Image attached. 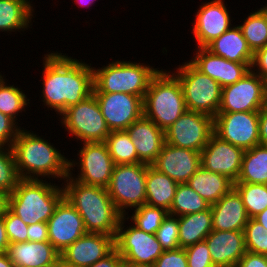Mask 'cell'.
I'll return each mask as SVG.
<instances>
[{
	"instance_id": "8992f818",
	"label": "cell",
	"mask_w": 267,
	"mask_h": 267,
	"mask_svg": "<svg viewBox=\"0 0 267 267\" xmlns=\"http://www.w3.org/2000/svg\"><path fill=\"white\" fill-rule=\"evenodd\" d=\"M98 68L92 67L93 93H128L143 99L159 71L152 65L130 60H115Z\"/></svg>"
},
{
	"instance_id": "d590c367",
	"label": "cell",
	"mask_w": 267,
	"mask_h": 267,
	"mask_svg": "<svg viewBox=\"0 0 267 267\" xmlns=\"http://www.w3.org/2000/svg\"><path fill=\"white\" fill-rule=\"evenodd\" d=\"M234 189L241 196L249 218H253L267 208L266 184L235 182Z\"/></svg>"
},
{
	"instance_id": "6da1fadb",
	"label": "cell",
	"mask_w": 267,
	"mask_h": 267,
	"mask_svg": "<svg viewBox=\"0 0 267 267\" xmlns=\"http://www.w3.org/2000/svg\"><path fill=\"white\" fill-rule=\"evenodd\" d=\"M43 59L41 100L57 116L93 94L91 63L89 65L85 60L83 62L59 51L48 52Z\"/></svg>"
},
{
	"instance_id": "74e56055",
	"label": "cell",
	"mask_w": 267,
	"mask_h": 267,
	"mask_svg": "<svg viewBox=\"0 0 267 267\" xmlns=\"http://www.w3.org/2000/svg\"><path fill=\"white\" fill-rule=\"evenodd\" d=\"M20 180L12 148L0 146V189L11 194Z\"/></svg>"
},
{
	"instance_id": "11a10c76",
	"label": "cell",
	"mask_w": 267,
	"mask_h": 267,
	"mask_svg": "<svg viewBox=\"0 0 267 267\" xmlns=\"http://www.w3.org/2000/svg\"><path fill=\"white\" fill-rule=\"evenodd\" d=\"M74 1L76 2L77 5L80 6L78 8H81V7L89 8L92 4H94L93 1L95 0H74Z\"/></svg>"
},
{
	"instance_id": "f5cc1de1",
	"label": "cell",
	"mask_w": 267,
	"mask_h": 267,
	"mask_svg": "<svg viewBox=\"0 0 267 267\" xmlns=\"http://www.w3.org/2000/svg\"><path fill=\"white\" fill-rule=\"evenodd\" d=\"M263 227L267 229V208L253 217Z\"/></svg>"
},
{
	"instance_id": "2e32d148",
	"label": "cell",
	"mask_w": 267,
	"mask_h": 267,
	"mask_svg": "<svg viewBox=\"0 0 267 267\" xmlns=\"http://www.w3.org/2000/svg\"><path fill=\"white\" fill-rule=\"evenodd\" d=\"M115 249V237L87 232L60 253V267H90Z\"/></svg>"
},
{
	"instance_id": "bcb514c9",
	"label": "cell",
	"mask_w": 267,
	"mask_h": 267,
	"mask_svg": "<svg viewBox=\"0 0 267 267\" xmlns=\"http://www.w3.org/2000/svg\"><path fill=\"white\" fill-rule=\"evenodd\" d=\"M27 235L28 241L30 242L49 241L47 223L39 222L32 225H28Z\"/></svg>"
},
{
	"instance_id": "ffe728a7",
	"label": "cell",
	"mask_w": 267,
	"mask_h": 267,
	"mask_svg": "<svg viewBox=\"0 0 267 267\" xmlns=\"http://www.w3.org/2000/svg\"><path fill=\"white\" fill-rule=\"evenodd\" d=\"M195 48L193 57L188 61L202 74L217 81L222 88L236 83L251 69L252 63L229 61L206 48Z\"/></svg>"
},
{
	"instance_id": "277c9868",
	"label": "cell",
	"mask_w": 267,
	"mask_h": 267,
	"mask_svg": "<svg viewBox=\"0 0 267 267\" xmlns=\"http://www.w3.org/2000/svg\"><path fill=\"white\" fill-rule=\"evenodd\" d=\"M64 198L62 184L46 180L21 179L9 194L8 209L25 224L47 223Z\"/></svg>"
},
{
	"instance_id": "8d00e7d4",
	"label": "cell",
	"mask_w": 267,
	"mask_h": 267,
	"mask_svg": "<svg viewBox=\"0 0 267 267\" xmlns=\"http://www.w3.org/2000/svg\"><path fill=\"white\" fill-rule=\"evenodd\" d=\"M132 216H125L128 221H132L133 225L138 229L155 234L164 218L168 215V211L164 208L153 207L147 204L133 209Z\"/></svg>"
},
{
	"instance_id": "4fadbf2b",
	"label": "cell",
	"mask_w": 267,
	"mask_h": 267,
	"mask_svg": "<svg viewBox=\"0 0 267 267\" xmlns=\"http://www.w3.org/2000/svg\"><path fill=\"white\" fill-rule=\"evenodd\" d=\"M213 133L212 116L187 110L165 131V142L201 152Z\"/></svg>"
},
{
	"instance_id": "836d02e7",
	"label": "cell",
	"mask_w": 267,
	"mask_h": 267,
	"mask_svg": "<svg viewBox=\"0 0 267 267\" xmlns=\"http://www.w3.org/2000/svg\"><path fill=\"white\" fill-rule=\"evenodd\" d=\"M115 165L141 163L136 147L126 130L110 131L105 142Z\"/></svg>"
},
{
	"instance_id": "7dc6e473",
	"label": "cell",
	"mask_w": 267,
	"mask_h": 267,
	"mask_svg": "<svg viewBox=\"0 0 267 267\" xmlns=\"http://www.w3.org/2000/svg\"><path fill=\"white\" fill-rule=\"evenodd\" d=\"M236 267H267V255L247 251Z\"/></svg>"
},
{
	"instance_id": "30bf717a",
	"label": "cell",
	"mask_w": 267,
	"mask_h": 267,
	"mask_svg": "<svg viewBox=\"0 0 267 267\" xmlns=\"http://www.w3.org/2000/svg\"><path fill=\"white\" fill-rule=\"evenodd\" d=\"M78 149L77 161L69 159V176L83 184L107 188L115 165L107 145L104 142H84ZM75 167L79 169L77 176L73 174Z\"/></svg>"
},
{
	"instance_id": "52a82bcc",
	"label": "cell",
	"mask_w": 267,
	"mask_h": 267,
	"mask_svg": "<svg viewBox=\"0 0 267 267\" xmlns=\"http://www.w3.org/2000/svg\"><path fill=\"white\" fill-rule=\"evenodd\" d=\"M174 69L176 71L172 73L181 84L187 110L201 112L214 118L221 103V85L198 71L188 60Z\"/></svg>"
},
{
	"instance_id": "d4e9b609",
	"label": "cell",
	"mask_w": 267,
	"mask_h": 267,
	"mask_svg": "<svg viewBox=\"0 0 267 267\" xmlns=\"http://www.w3.org/2000/svg\"><path fill=\"white\" fill-rule=\"evenodd\" d=\"M210 207L213 230L243 231L249 220L242 198L234 188Z\"/></svg>"
},
{
	"instance_id": "d6a6232c",
	"label": "cell",
	"mask_w": 267,
	"mask_h": 267,
	"mask_svg": "<svg viewBox=\"0 0 267 267\" xmlns=\"http://www.w3.org/2000/svg\"><path fill=\"white\" fill-rule=\"evenodd\" d=\"M4 77L0 78V112L12 118L19 125L17 117L24 111L26 112L25 109L29 106L30 99L24 93L25 90L15 87L14 84L10 85Z\"/></svg>"
},
{
	"instance_id": "f546056e",
	"label": "cell",
	"mask_w": 267,
	"mask_h": 267,
	"mask_svg": "<svg viewBox=\"0 0 267 267\" xmlns=\"http://www.w3.org/2000/svg\"><path fill=\"white\" fill-rule=\"evenodd\" d=\"M212 211L208 209L179 217V246L186 248L196 244L212 232Z\"/></svg>"
},
{
	"instance_id": "4316f807",
	"label": "cell",
	"mask_w": 267,
	"mask_h": 267,
	"mask_svg": "<svg viewBox=\"0 0 267 267\" xmlns=\"http://www.w3.org/2000/svg\"><path fill=\"white\" fill-rule=\"evenodd\" d=\"M187 184L210 205L234 188V182L228 177L210 172L202 166L191 176Z\"/></svg>"
},
{
	"instance_id": "e575fe53",
	"label": "cell",
	"mask_w": 267,
	"mask_h": 267,
	"mask_svg": "<svg viewBox=\"0 0 267 267\" xmlns=\"http://www.w3.org/2000/svg\"><path fill=\"white\" fill-rule=\"evenodd\" d=\"M210 207L187 183L178 184L170 211L168 214L181 217L187 214L201 212Z\"/></svg>"
},
{
	"instance_id": "1f68e13d",
	"label": "cell",
	"mask_w": 267,
	"mask_h": 267,
	"mask_svg": "<svg viewBox=\"0 0 267 267\" xmlns=\"http://www.w3.org/2000/svg\"><path fill=\"white\" fill-rule=\"evenodd\" d=\"M243 20V23L238 26L251 51L254 53L265 47L267 45V13L260 7L256 11L250 12Z\"/></svg>"
},
{
	"instance_id": "cb8c5ba5",
	"label": "cell",
	"mask_w": 267,
	"mask_h": 267,
	"mask_svg": "<svg viewBox=\"0 0 267 267\" xmlns=\"http://www.w3.org/2000/svg\"><path fill=\"white\" fill-rule=\"evenodd\" d=\"M6 253L14 267H60V253L49 241L11 243Z\"/></svg>"
},
{
	"instance_id": "d6986e66",
	"label": "cell",
	"mask_w": 267,
	"mask_h": 267,
	"mask_svg": "<svg viewBox=\"0 0 267 267\" xmlns=\"http://www.w3.org/2000/svg\"><path fill=\"white\" fill-rule=\"evenodd\" d=\"M244 150L222 140L214 133L201 151V166L210 172L228 177L237 182Z\"/></svg>"
},
{
	"instance_id": "c3c4849f",
	"label": "cell",
	"mask_w": 267,
	"mask_h": 267,
	"mask_svg": "<svg viewBox=\"0 0 267 267\" xmlns=\"http://www.w3.org/2000/svg\"><path fill=\"white\" fill-rule=\"evenodd\" d=\"M90 267H125L122 256L114 249L103 259H100Z\"/></svg>"
},
{
	"instance_id": "f907efd6",
	"label": "cell",
	"mask_w": 267,
	"mask_h": 267,
	"mask_svg": "<svg viewBox=\"0 0 267 267\" xmlns=\"http://www.w3.org/2000/svg\"><path fill=\"white\" fill-rule=\"evenodd\" d=\"M9 244L10 243L7 237L5 224L3 221V215H0V254L7 252Z\"/></svg>"
},
{
	"instance_id": "f6af8a7d",
	"label": "cell",
	"mask_w": 267,
	"mask_h": 267,
	"mask_svg": "<svg viewBox=\"0 0 267 267\" xmlns=\"http://www.w3.org/2000/svg\"><path fill=\"white\" fill-rule=\"evenodd\" d=\"M251 70L267 82V45L253 53Z\"/></svg>"
},
{
	"instance_id": "9a60e30c",
	"label": "cell",
	"mask_w": 267,
	"mask_h": 267,
	"mask_svg": "<svg viewBox=\"0 0 267 267\" xmlns=\"http://www.w3.org/2000/svg\"><path fill=\"white\" fill-rule=\"evenodd\" d=\"M110 131L126 130L144 115L143 98L128 93H93Z\"/></svg>"
},
{
	"instance_id": "3957f363",
	"label": "cell",
	"mask_w": 267,
	"mask_h": 267,
	"mask_svg": "<svg viewBox=\"0 0 267 267\" xmlns=\"http://www.w3.org/2000/svg\"><path fill=\"white\" fill-rule=\"evenodd\" d=\"M62 187L64 197L79 212L87 232L116 236L123 215L114 205L107 188L83 184L70 176Z\"/></svg>"
},
{
	"instance_id": "603a6c76",
	"label": "cell",
	"mask_w": 267,
	"mask_h": 267,
	"mask_svg": "<svg viewBox=\"0 0 267 267\" xmlns=\"http://www.w3.org/2000/svg\"><path fill=\"white\" fill-rule=\"evenodd\" d=\"M136 147L138 160L152 165L165 144V131L144 115L126 129Z\"/></svg>"
},
{
	"instance_id": "83f0119b",
	"label": "cell",
	"mask_w": 267,
	"mask_h": 267,
	"mask_svg": "<svg viewBox=\"0 0 267 267\" xmlns=\"http://www.w3.org/2000/svg\"><path fill=\"white\" fill-rule=\"evenodd\" d=\"M35 14L30 0H0V32L21 33L32 28Z\"/></svg>"
},
{
	"instance_id": "5b68a950",
	"label": "cell",
	"mask_w": 267,
	"mask_h": 267,
	"mask_svg": "<svg viewBox=\"0 0 267 267\" xmlns=\"http://www.w3.org/2000/svg\"><path fill=\"white\" fill-rule=\"evenodd\" d=\"M143 105L144 116L163 131L187 111L181 84L171 70L160 69L152 78Z\"/></svg>"
},
{
	"instance_id": "7c38bea8",
	"label": "cell",
	"mask_w": 267,
	"mask_h": 267,
	"mask_svg": "<svg viewBox=\"0 0 267 267\" xmlns=\"http://www.w3.org/2000/svg\"><path fill=\"white\" fill-rule=\"evenodd\" d=\"M267 103V82L251 69L239 81L222 88L218 113L259 112Z\"/></svg>"
},
{
	"instance_id": "ee69618b",
	"label": "cell",
	"mask_w": 267,
	"mask_h": 267,
	"mask_svg": "<svg viewBox=\"0 0 267 267\" xmlns=\"http://www.w3.org/2000/svg\"><path fill=\"white\" fill-rule=\"evenodd\" d=\"M21 128L12 118L0 112V146L11 147Z\"/></svg>"
},
{
	"instance_id": "484cf974",
	"label": "cell",
	"mask_w": 267,
	"mask_h": 267,
	"mask_svg": "<svg viewBox=\"0 0 267 267\" xmlns=\"http://www.w3.org/2000/svg\"><path fill=\"white\" fill-rule=\"evenodd\" d=\"M211 53L237 63H252L253 52L248 47L242 30L233 25L206 47Z\"/></svg>"
},
{
	"instance_id": "b9f144b4",
	"label": "cell",
	"mask_w": 267,
	"mask_h": 267,
	"mask_svg": "<svg viewBox=\"0 0 267 267\" xmlns=\"http://www.w3.org/2000/svg\"><path fill=\"white\" fill-rule=\"evenodd\" d=\"M188 267H215L205 240L184 248Z\"/></svg>"
},
{
	"instance_id": "7a4b0ae2",
	"label": "cell",
	"mask_w": 267,
	"mask_h": 267,
	"mask_svg": "<svg viewBox=\"0 0 267 267\" xmlns=\"http://www.w3.org/2000/svg\"><path fill=\"white\" fill-rule=\"evenodd\" d=\"M54 146L42 135L22 127L11 146L20 178L64 181L69 176L70 158Z\"/></svg>"
},
{
	"instance_id": "7bdbcfd3",
	"label": "cell",
	"mask_w": 267,
	"mask_h": 267,
	"mask_svg": "<svg viewBox=\"0 0 267 267\" xmlns=\"http://www.w3.org/2000/svg\"><path fill=\"white\" fill-rule=\"evenodd\" d=\"M154 267H188L185 249L179 247L164 251L154 263Z\"/></svg>"
},
{
	"instance_id": "ab89813d",
	"label": "cell",
	"mask_w": 267,
	"mask_h": 267,
	"mask_svg": "<svg viewBox=\"0 0 267 267\" xmlns=\"http://www.w3.org/2000/svg\"><path fill=\"white\" fill-rule=\"evenodd\" d=\"M179 217L168 214L155 235L164 251L179 248Z\"/></svg>"
},
{
	"instance_id": "ba28073f",
	"label": "cell",
	"mask_w": 267,
	"mask_h": 267,
	"mask_svg": "<svg viewBox=\"0 0 267 267\" xmlns=\"http://www.w3.org/2000/svg\"><path fill=\"white\" fill-rule=\"evenodd\" d=\"M146 177L147 164L114 165L107 191L123 216L146 204Z\"/></svg>"
},
{
	"instance_id": "e0dca14e",
	"label": "cell",
	"mask_w": 267,
	"mask_h": 267,
	"mask_svg": "<svg viewBox=\"0 0 267 267\" xmlns=\"http://www.w3.org/2000/svg\"><path fill=\"white\" fill-rule=\"evenodd\" d=\"M197 9L192 33L198 48H205L232 27L231 17L224 0L201 3Z\"/></svg>"
},
{
	"instance_id": "6f0895ef",
	"label": "cell",
	"mask_w": 267,
	"mask_h": 267,
	"mask_svg": "<svg viewBox=\"0 0 267 267\" xmlns=\"http://www.w3.org/2000/svg\"><path fill=\"white\" fill-rule=\"evenodd\" d=\"M265 5L262 7V9L267 13V4H265Z\"/></svg>"
},
{
	"instance_id": "44dd1931",
	"label": "cell",
	"mask_w": 267,
	"mask_h": 267,
	"mask_svg": "<svg viewBox=\"0 0 267 267\" xmlns=\"http://www.w3.org/2000/svg\"><path fill=\"white\" fill-rule=\"evenodd\" d=\"M152 166L178 184L187 183L201 166V152L172 146L165 142Z\"/></svg>"
},
{
	"instance_id": "681fc988",
	"label": "cell",
	"mask_w": 267,
	"mask_h": 267,
	"mask_svg": "<svg viewBox=\"0 0 267 267\" xmlns=\"http://www.w3.org/2000/svg\"><path fill=\"white\" fill-rule=\"evenodd\" d=\"M260 145L267 146V103L259 111Z\"/></svg>"
},
{
	"instance_id": "f35d334b",
	"label": "cell",
	"mask_w": 267,
	"mask_h": 267,
	"mask_svg": "<svg viewBox=\"0 0 267 267\" xmlns=\"http://www.w3.org/2000/svg\"><path fill=\"white\" fill-rule=\"evenodd\" d=\"M246 251L267 255V229L254 218H249L244 227Z\"/></svg>"
},
{
	"instance_id": "f1b7e54d",
	"label": "cell",
	"mask_w": 267,
	"mask_h": 267,
	"mask_svg": "<svg viewBox=\"0 0 267 267\" xmlns=\"http://www.w3.org/2000/svg\"><path fill=\"white\" fill-rule=\"evenodd\" d=\"M178 183L161 173L152 165H147L146 204L170 211Z\"/></svg>"
},
{
	"instance_id": "4dcf8cb0",
	"label": "cell",
	"mask_w": 267,
	"mask_h": 267,
	"mask_svg": "<svg viewBox=\"0 0 267 267\" xmlns=\"http://www.w3.org/2000/svg\"><path fill=\"white\" fill-rule=\"evenodd\" d=\"M237 182L267 185V146L245 150Z\"/></svg>"
},
{
	"instance_id": "8fae6325",
	"label": "cell",
	"mask_w": 267,
	"mask_h": 267,
	"mask_svg": "<svg viewBox=\"0 0 267 267\" xmlns=\"http://www.w3.org/2000/svg\"><path fill=\"white\" fill-rule=\"evenodd\" d=\"M123 216L115 236V249L122 256L125 265H154L164 252L155 234L146 233L134 225H125ZM126 226V228H125Z\"/></svg>"
},
{
	"instance_id": "db71d44e",
	"label": "cell",
	"mask_w": 267,
	"mask_h": 267,
	"mask_svg": "<svg viewBox=\"0 0 267 267\" xmlns=\"http://www.w3.org/2000/svg\"><path fill=\"white\" fill-rule=\"evenodd\" d=\"M0 267H14L7 253L0 254Z\"/></svg>"
},
{
	"instance_id": "7402d4cb",
	"label": "cell",
	"mask_w": 267,
	"mask_h": 267,
	"mask_svg": "<svg viewBox=\"0 0 267 267\" xmlns=\"http://www.w3.org/2000/svg\"><path fill=\"white\" fill-rule=\"evenodd\" d=\"M205 241L215 267H236L247 252L243 231L212 230Z\"/></svg>"
},
{
	"instance_id": "60d3db41",
	"label": "cell",
	"mask_w": 267,
	"mask_h": 267,
	"mask_svg": "<svg viewBox=\"0 0 267 267\" xmlns=\"http://www.w3.org/2000/svg\"><path fill=\"white\" fill-rule=\"evenodd\" d=\"M3 221L10 244L28 241V225L25 224L20 217L16 216L9 209H7L3 214Z\"/></svg>"
},
{
	"instance_id": "9c48e42d",
	"label": "cell",
	"mask_w": 267,
	"mask_h": 267,
	"mask_svg": "<svg viewBox=\"0 0 267 267\" xmlns=\"http://www.w3.org/2000/svg\"><path fill=\"white\" fill-rule=\"evenodd\" d=\"M60 124L81 145L84 142H105L110 130L94 94L69 106L60 115ZM75 136V137H73Z\"/></svg>"
},
{
	"instance_id": "ac0fdd59",
	"label": "cell",
	"mask_w": 267,
	"mask_h": 267,
	"mask_svg": "<svg viewBox=\"0 0 267 267\" xmlns=\"http://www.w3.org/2000/svg\"><path fill=\"white\" fill-rule=\"evenodd\" d=\"M49 242L61 253L87 233L79 212L64 197L47 222Z\"/></svg>"
},
{
	"instance_id": "816d5d0a",
	"label": "cell",
	"mask_w": 267,
	"mask_h": 267,
	"mask_svg": "<svg viewBox=\"0 0 267 267\" xmlns=\"http://www.w3.org/2000/svg\"><path fill=\"white\" fill-rule=\"evenodd\" d=\"M9 193L0 189V215H3L8 209Z\"/></svg>"
},
{
	"instance_id": "5bb4252c",
	"label": "cell",
	"mask_w": 267,
	"mask_h": 267,
	"mask_svg": "<svg viewBox=\"0 0 267 267\" xmlns=\"http://www.w3.org/2000/svg\"><path fill=\"white\" fill-rule=\"evenodd\" d=\"M259 112L217 113L214 134L245 150L260 144Z\"/></svg>"
},
{
	"instance_id": "9f6ffc18",
	"label": "cell",
	"mask_w": 267,
	"mask_h": 267,
	"mask_svg": "<svg viewBox=\"0 0 267 267\" xmlns=\"http://www.w3.org/2000/svg\"><path fill=\"white\" fill-rule=\"evenodd\" d=\"M125 267H154V265L139 264V265H125Z\"/></svg>"
}]
</instances>
